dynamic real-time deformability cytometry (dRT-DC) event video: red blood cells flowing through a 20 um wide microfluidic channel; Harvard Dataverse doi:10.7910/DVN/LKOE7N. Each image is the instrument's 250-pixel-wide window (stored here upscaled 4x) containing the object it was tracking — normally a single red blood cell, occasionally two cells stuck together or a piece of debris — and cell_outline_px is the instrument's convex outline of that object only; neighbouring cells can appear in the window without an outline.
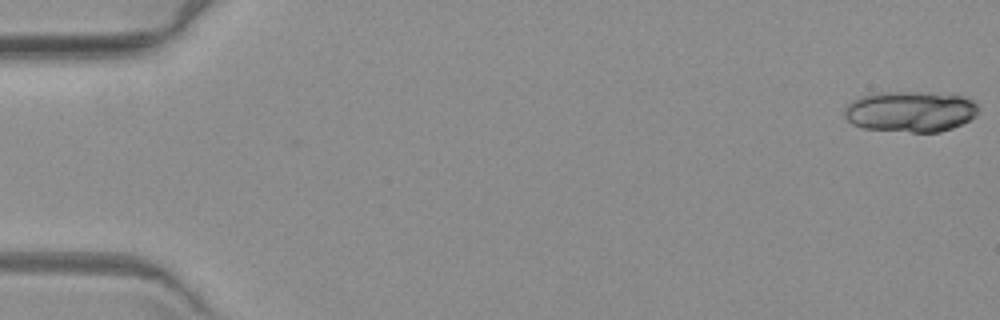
{"species": "common noctule bat (a hibernating species)", "species_latin": "Nyctalus noctula", "temperature_condition": "warm", "stored_images_in_passage": 5, "camera_frame_rate_fps": 3000, "um_per_image_px": 0.085, "animal": {"sex": "female", "body_mass_g": 19.3, "forearm_length_mm": 54.1}, "frame": {"image": 1, "passage_image": 1, "time_ms": 0.0, "image_size_px": [1000, 320], "cell_outline_px": [[976, 112], [968, 120], [952, 128], [940, 132], [912, 132], [864, 128], [852, 124], [844, 116], [844, 108], [852, 100], [876, 92], [928, 92], [964, 96], [976, 100]], "centroid_in_image_um": [77.36, 9.47], "position_along_channel_um": 7.6, "area_um2": 31.79}}